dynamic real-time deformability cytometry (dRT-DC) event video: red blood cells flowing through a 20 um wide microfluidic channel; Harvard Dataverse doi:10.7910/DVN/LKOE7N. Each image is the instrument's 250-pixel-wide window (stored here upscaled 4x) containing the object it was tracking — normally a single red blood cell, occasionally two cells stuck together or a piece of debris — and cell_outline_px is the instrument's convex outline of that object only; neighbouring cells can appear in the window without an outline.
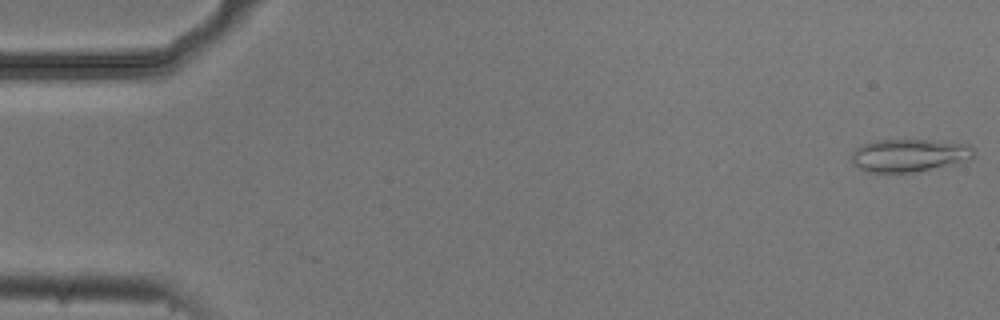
{"species": "common noctule bat (a hibernating species)", "species_latin": "Nyctalus noctula", "temperature_condition": "cold", "stored_images_in_passage": 2, "camera_frame_rate_fps": 3000, "um_per_image_px": 0.085, "animal": {"sex": "male", "body_mass_g": 20.5, "forearm_length_mm": 52.5}, "frame": {"image": 1, "passage_image": 2, "time_ms": 0.333, "image_size_px": [1000, 320], "cell_outline_px": [[976, 156], [972, 160], [912, 172], [868, 172], [852, 164], [852, 152], [856, 148], [864, 144], [876, 140], [932, 140], [968, 144], [976, 152]], "centroid_in_image_um": [77.32, 13.2], "position_along_channel_um": 7.7, "area_um2": 23.41}}